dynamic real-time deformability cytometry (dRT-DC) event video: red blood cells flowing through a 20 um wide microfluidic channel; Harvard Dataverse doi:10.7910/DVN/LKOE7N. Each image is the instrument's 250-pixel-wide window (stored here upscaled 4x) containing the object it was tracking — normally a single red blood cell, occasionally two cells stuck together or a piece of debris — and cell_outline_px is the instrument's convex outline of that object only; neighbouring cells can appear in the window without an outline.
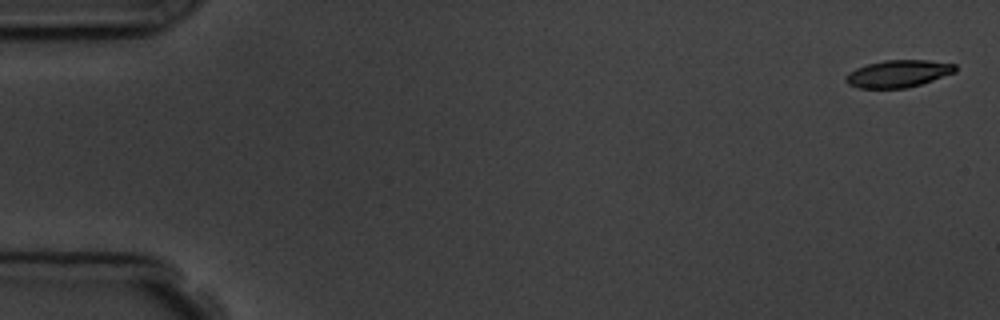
{"species": "common noctule bat (a hibernating species)", "species_latin": "Nyctalus noctula", "temperature_condition": "room temperature", "stored_images_in_passage": 6, "segment_of_instrument_passage": [2, 2], "camera_frame_rate_fps": 3000, "um_per_image_px": 0.085, "animal": {"sex": "male", "body_mass_g": 19.5, "forearm_length_mm": 54.6}, "frame": {"image": 1, "passage_image": 6, "time_ms": 6.667, "image_size_px": [1000, 320], "cell_outline_px": [[956, 72], [920, 84], [904, 88], [856, 88], [848, 84], [844, 80], [844, 76], [848, 72], [856, 68], [868, 64], [884, 60], [928, 60], [956, 64]], "centroid_in_image_um": [76.31, 6.26], "position_along_channel_um": 8.7, "area_um2": 17.4}}